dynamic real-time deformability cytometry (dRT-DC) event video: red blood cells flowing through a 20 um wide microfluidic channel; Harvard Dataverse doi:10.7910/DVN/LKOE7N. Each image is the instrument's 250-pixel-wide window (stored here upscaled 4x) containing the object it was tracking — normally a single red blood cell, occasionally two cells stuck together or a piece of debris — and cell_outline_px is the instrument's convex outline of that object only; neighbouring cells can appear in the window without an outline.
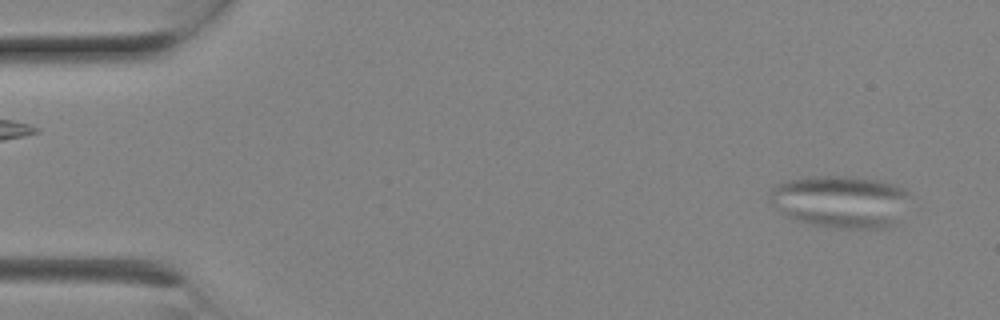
{"species": "Egyptian fruit bat (a non-hibernating species)", "species_latin": "Rousettus aegyptiacus", "temperature_condition": "room temperature", "stored_images_in_passage": 7, "camera_frame_rate_fps": 3000, "um_per_image_px": 0.085, "animal": {"sex": "female"}, "frame": {"image": 1, "passage_image": 1, "time_ms": 0.0, "image_size_px": [1000, 320], "cell_outline_px": [[912, 196], [892, 224], [880, 228], [836, 228], [808, 224], [796, 220], [788, 216], [772, 204], [768, 200], [768, 196], [772, 188], [776, 184], [784, 180], [812, 176], [852, 176], [880, 180], [904, 188], [912, 192]], "centroid_in_image_um": [71.42, 17.1], "position_along_channel_um": 13.6, "area_um2": 42.89}}
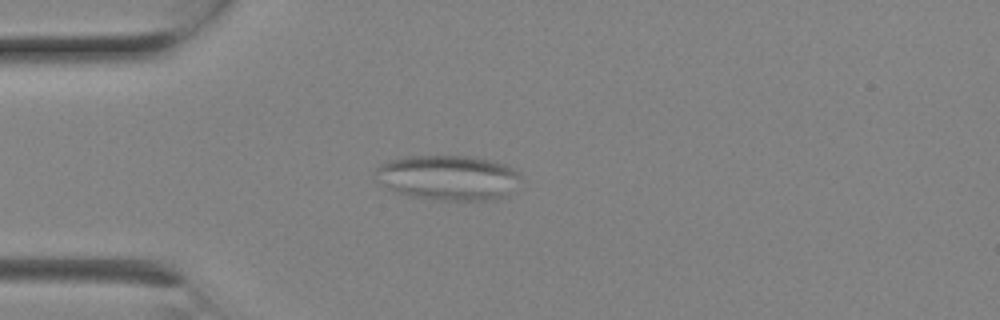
{"frame": {"image": 2, "passage_image": 5, "time_ms": 1.333, "image_size_px": [1000, 320], "cell_outline_px": [[520, 176], [508, 196], [496, 200], [436, 200], [412, 196], [396, 192], [388, 188], [376, 180], [376, 168], [380, 164], [388, 160], [404, 156], [472, 156], [492, 160], [504, 164], [512, 168]], "centroid_in_image_um": [38.07, 15.1], "position_along_channel_um": 46.9, "area_um2": 38.21}}
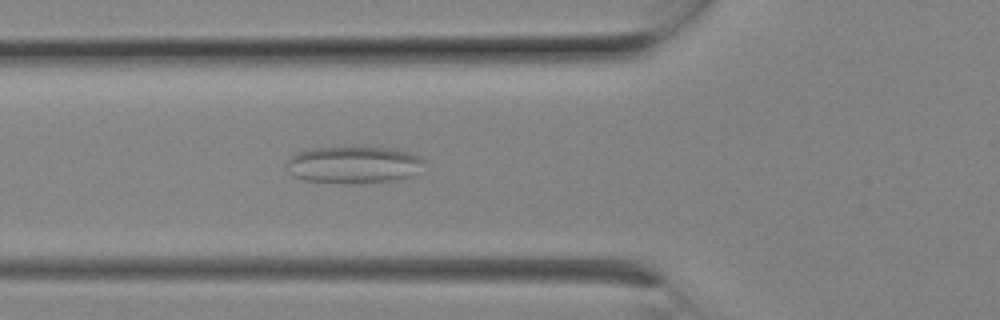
{"frame": {"image": 3, "passage_image": 7, "time_ms": 2.0, "image_size_px": [1000, 320], "cell_outline_px": [[424, 160], [408, 176], [388, 180], [348, 184], [304, 180], [292, 176], [288, 172], [284, 164], [296, 152], [312, 148], [396, 148], [408, 152]], "centroid_in_image_um": [29.9, 14.0], "position_along_channel_um": 95.9, "area_um2": 29.02}}